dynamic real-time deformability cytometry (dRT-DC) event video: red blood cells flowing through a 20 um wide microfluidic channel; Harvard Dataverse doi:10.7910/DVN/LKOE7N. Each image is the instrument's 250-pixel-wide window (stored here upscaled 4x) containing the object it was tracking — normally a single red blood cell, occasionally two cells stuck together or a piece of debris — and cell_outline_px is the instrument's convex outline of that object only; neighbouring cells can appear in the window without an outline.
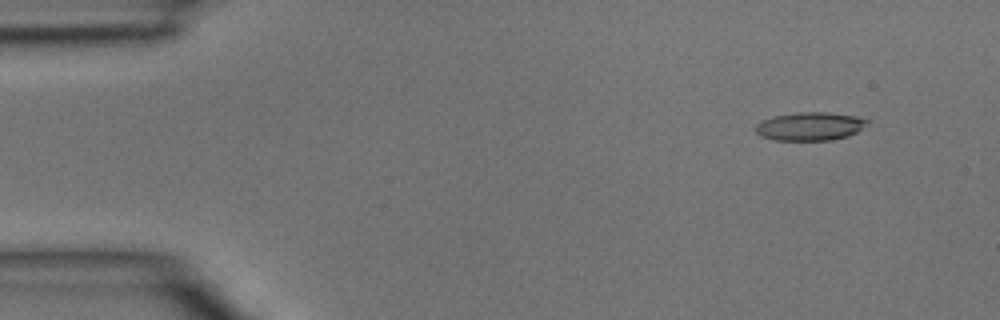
{"species": "common noctule bat (a hibernating species)", "species_latin": "Nyctalus noctula", "temperature_condition": "room temperature", "stored_images_in_passage": 3, "camera_frame_rate_fps": 3000, "um_per_image_px": 0.085, "animal": {"sex": "male", "body_mass_g": 15.6}, "frame": {"image": 1, "passage_image": 1, "time_ms": 0.0, "image_size_px": [1000, 320], "cell_outline_px": [[868, 120], [856, 132], [848, 136], [832, 140], [776, 140], [760, 136], [756, 132], [756, 124], [772, 116], [796, 112], [828, 112], [856, 116]], "centroid_in_image_um": [68.8, 10.73], "position_along_channel_um": 16.2, "area_um2": 18.26}}